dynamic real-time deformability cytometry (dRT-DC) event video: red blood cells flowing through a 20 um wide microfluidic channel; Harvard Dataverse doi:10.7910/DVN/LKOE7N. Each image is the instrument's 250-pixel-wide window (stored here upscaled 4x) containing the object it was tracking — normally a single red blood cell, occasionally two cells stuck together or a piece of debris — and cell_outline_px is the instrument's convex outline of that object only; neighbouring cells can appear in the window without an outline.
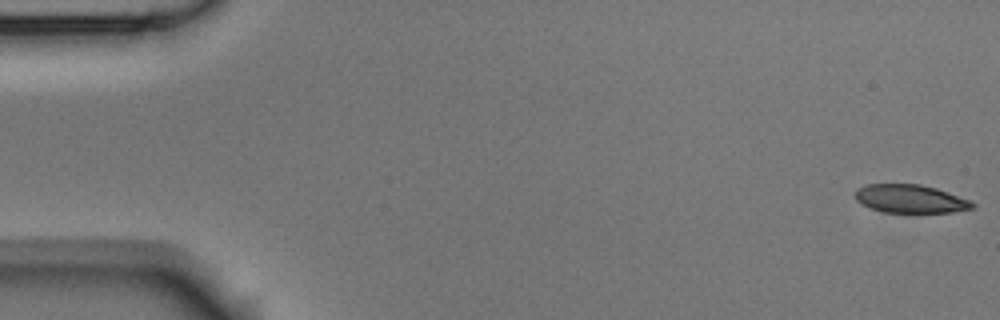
{"species": "Egyptian fruit bat (a non-hibernating species)", "species_latin": "Rousettus aegyptiacus", "temperature_condition": "room temperature", "stored_images_in_passage": 5, "camera_frame_rate_fps": 3000, "um_per_image_px": 0.085, "animal": {"sex": "male"}, "frame": {"image": 1, "passage_image": 1, "time_ms": 0.0, "image_size_px": [1000, 320], "cell_outline_px": [[976, 208], [952, 212], [884, 212], [860, 204], [856, 200], [856, 188], [864, 184], [920, 184], [936, 188], [948, 192], [968, 200], [976, 204]], "centroid_in_image_um": [77.37, 16.89], "position_along_channel_um": 7.6, "area_um2": 19.31}}
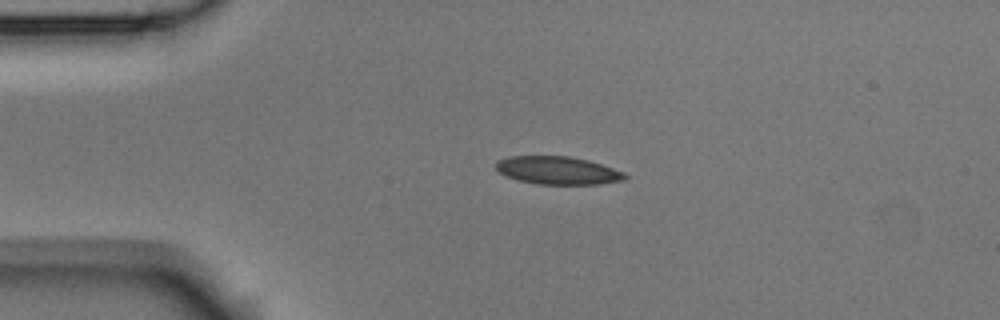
{"frame": {"image": 2, "passage_image": 4, "time_ms": 1.0, "image_size_px": [1000, 320], "cell_outline_px": [[628, 176], [624, 180], [600, 184], [536, 184], [520, 180], [508, 176], [500, 172], [496, 168], [496, 164], [500, 160], [508, 156], [568, 156], [588, 160], [624, 172]], "centroid_in_image_um": [47.44, 14.49], "position_along_channel_um": 37.6, "area_um2": 20.75}}